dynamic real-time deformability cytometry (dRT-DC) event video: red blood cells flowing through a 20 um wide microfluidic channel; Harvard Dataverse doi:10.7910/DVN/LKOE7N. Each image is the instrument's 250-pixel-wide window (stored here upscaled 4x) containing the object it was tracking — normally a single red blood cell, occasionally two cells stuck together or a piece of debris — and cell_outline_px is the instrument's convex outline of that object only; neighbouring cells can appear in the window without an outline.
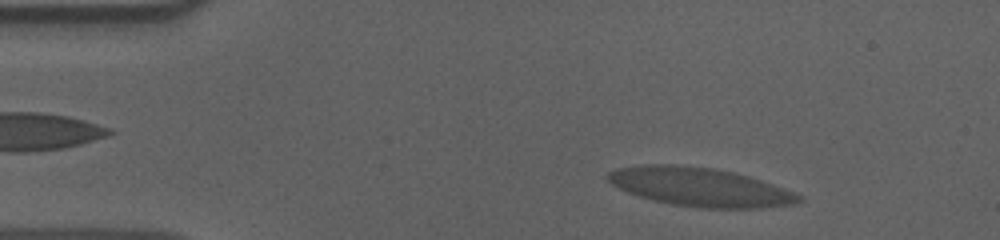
{"species": "human", "species_latin": "Homo sapiens", "temperature_condition": "cold", "stored_images_in_passage": 53, "camera_frame_rate_fps": 3000, "um_per_image_px": 0.085, "donor": {"sex": "male"}, "frame": {"image": 1, "passage_image": 5, "time_ms": 1.333, "image_size_px": [1000, 240], "cell_outline_px": [[804, 200], [796, 204], [760, 208], [704, 208], [672, 204], [640, 196], [628, 192], [612, 184], [604, 176], [608, 172], [616, 168], [644, 164], [676, 164], [712, 168], [736, 172], [796, 192], [804, 196]], "centroid_in_image_um": [59.53, 15.89], "position_along_channel_um": 25.5, "area_um2": 43.12}}
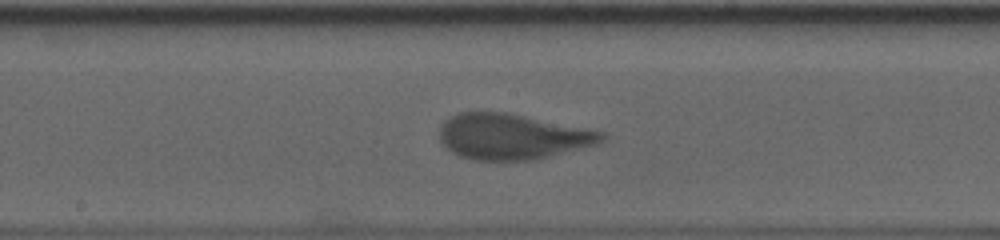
{"frame": {"image": 2, "passage_image": 26, "time_ms": 8.333, "image_size_px": [1000, 240], "cell_outline_px": [[608, 136], [604, 140], [592, 144], [548, 156], [532, 160], [476, 160], [460, 156], [444, 148], [440, 140], [440, 124], [448, 116], [456, 112], [508, 112], [604, 132]], "centroid_in_image_um": [43.45, 11.59], "position_along_channel_um": 204.8, "area_um2": 42.89}}
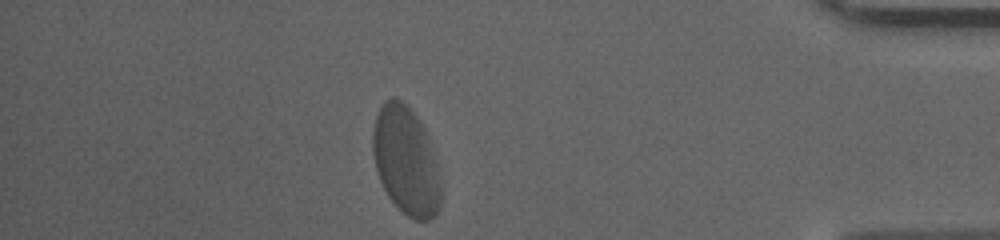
{"frame": {"image": 3, "passage_image": 46, "time_ms": 15.0, "image_size_px": [1000, 240], "cell_outline_px": [[440, 204], [436, 212], [428, 220], [416, 220], [408, 216], [388, 196], [380, 180], [376, 168], [372, 152], [372, 132], [376, 116], [384, 100], [392, 96], [396, 96], [416, 116], [424, 128], [428, 136], [440, 184]], "centroid_in_image_um": [34.46, 13.63], "position_along_channel_um": 400.7, "area_um2": 42.14}, "authors_computed_cell_mechanics": {"area_um2": 43.0032, "velocity_mm_per_s": 3.5483, "shape_relaxation_time_tau1_ms": 4.0318, "shape_relaxation_time_tau2_ms": null, "deformation_change_tau1": 0.1671, "deformation_change_tau2": null}}